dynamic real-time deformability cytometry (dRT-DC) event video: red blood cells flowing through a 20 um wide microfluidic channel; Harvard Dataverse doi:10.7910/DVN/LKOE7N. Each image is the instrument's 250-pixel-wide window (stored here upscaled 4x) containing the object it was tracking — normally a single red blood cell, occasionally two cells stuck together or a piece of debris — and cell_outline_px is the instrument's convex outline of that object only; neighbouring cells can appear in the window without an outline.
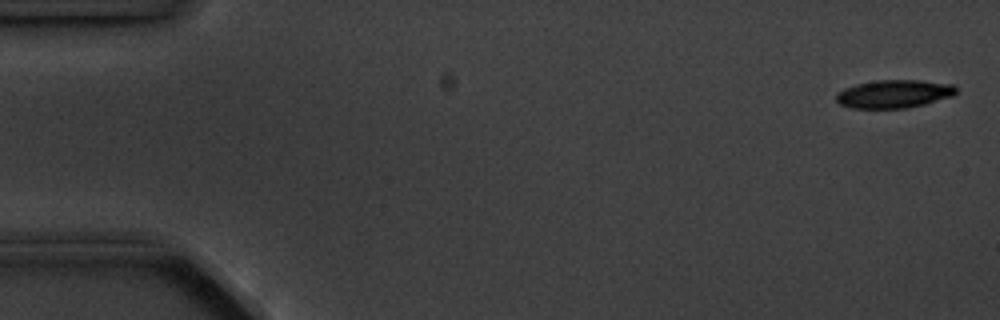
{"species": "common noctule bat (a hibernating species)", "species_latin": "Nyctalus noctula", "temperature_condition": "cold", "stored_images_in_passage": 5, "segment_of_instrument_passage": [2, 2], "camera_frame_rate_fps": 3000, "um_per_image_px": 0.085, "animal": {"sex": "male", "body_mass_g": 20.1, "forearm_length_mm": 53.5}, "frame": {"image": 1, "passage_image": 5, "time_ms": 5.333, "image_size_px": [1000, 320], "cell_outline_px": [[956, 92], [952, 96], [924, 104], [908, 108], [852, 108], [840, 104], [836, 100], [836, 92], [844, 88], [856, 84], [876, 80], [920, 80], [952, 84], [956, 88]], "centroid_in_image_um": [75.96, 7.98], "position_along_channel_um": 9.0, "area_um2": 19.65}}